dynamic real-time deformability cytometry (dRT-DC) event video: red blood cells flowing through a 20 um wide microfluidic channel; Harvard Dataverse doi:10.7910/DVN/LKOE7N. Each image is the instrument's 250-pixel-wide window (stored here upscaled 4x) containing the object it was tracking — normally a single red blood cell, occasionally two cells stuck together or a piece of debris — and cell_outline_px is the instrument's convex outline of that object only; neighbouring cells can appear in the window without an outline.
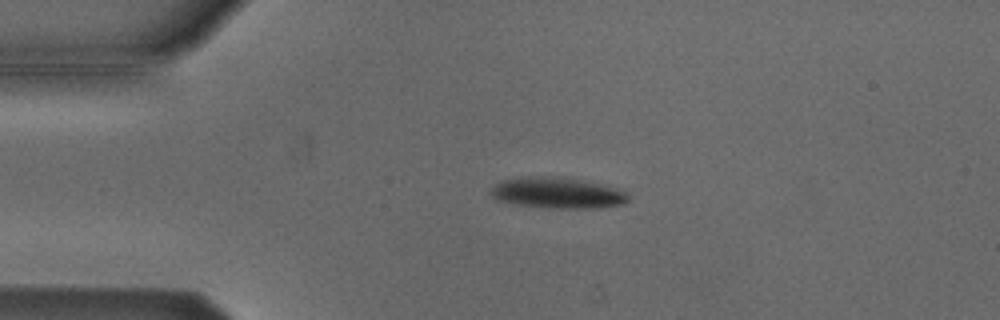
{"species": "Egyptian fruit bat (a non-hibernating species)", "species_latin": "Rousettus aegyptiacus", "temperature_condition": "cold", "stored_images_in_passage": 3, "camera_frame_rate_fps": 3000, "um_per_image_px": 0.085, "animal": {"sex": "male"}, "frame": {"image": 1, "passage_image": 1, "time_ms": 0.0, "image_size_px": [1000, 320], "cell_outline_px": [[628, 200], [620, 204], [600, 208], [556, 208], [512, 204], [496, 200], [488, 192], [496, 184], [504, 180], [520, 176], [552, 176], [576, 180], [616, 188], [624, 192], [628, 196]], "centroid_in_image_um": [47.28, 16.4], "position_along_channel_um": 37.7, "area_um2": 24.45}}
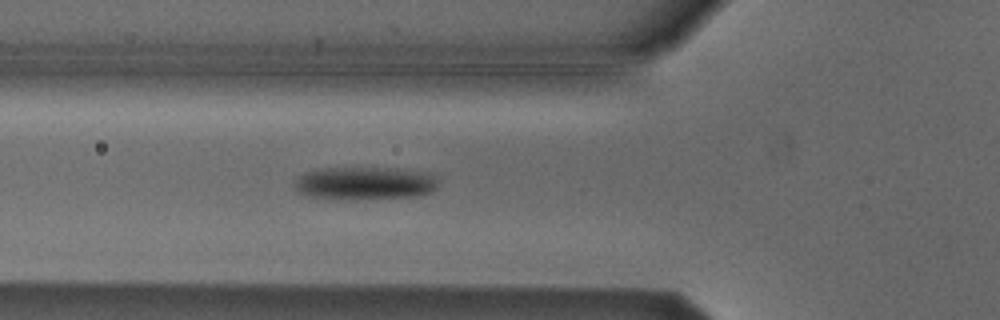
{"frame": {"image": 2, "passage_image": 3, "time_ms": 0.667, "image_size_px": [1000, 320], "cell_outline_px": [[440, 180], [436, 188], [432, 192], [416, 196], [308, 196], [300, 192], [292, 184], [304, 172], [324, 168], [392, 168], [432, 172]], "centroid_in_image_um": [31.12, 15.5], "position_along_channel_um": 94.7, "area_um2": 26.41}}